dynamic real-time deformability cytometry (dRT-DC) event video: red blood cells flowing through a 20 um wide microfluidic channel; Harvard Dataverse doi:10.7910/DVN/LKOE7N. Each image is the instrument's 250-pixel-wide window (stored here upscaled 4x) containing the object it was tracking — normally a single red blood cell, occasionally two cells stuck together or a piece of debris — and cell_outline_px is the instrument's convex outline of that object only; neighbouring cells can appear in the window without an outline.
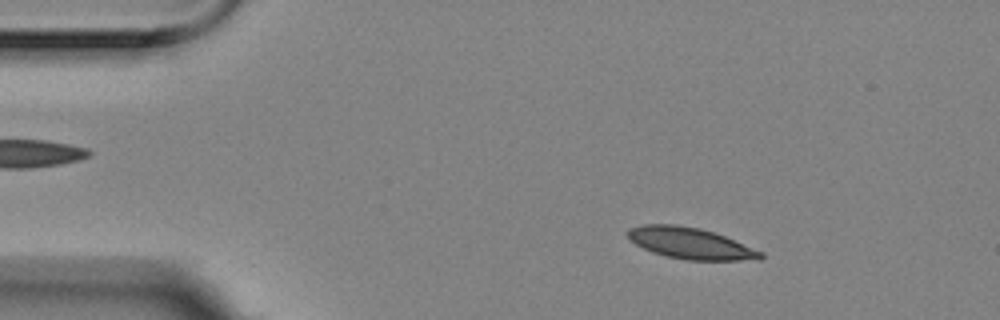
{"species": "Egyptian fruit bat (a non-hibernating species)", "species_latin": "Rousettus aegyptiacus", "temperature_condition": "room temperature", "stored_images_in_passage": 4, "camera_frame_rate_fps": 3000, "um_per_image_px": 0.085, "animal": {"sex": "female"}, "frame": {"image": 1, "passage_image": 2, "time_ms": 0.333, "image_size_px": [1000, 320], "cell_outline_px": [[764, 256], [760, 260], [684, 260], [664, 256], [652, 252], [628, 240], [628, 228], [644, 224], [676, 224], [700, 228], [724, 236], [764, 252]], "centroid_in_image_um": [58.68, 20.68], "position_along_channel_um": 26.3, "area_um2": 24.33}}